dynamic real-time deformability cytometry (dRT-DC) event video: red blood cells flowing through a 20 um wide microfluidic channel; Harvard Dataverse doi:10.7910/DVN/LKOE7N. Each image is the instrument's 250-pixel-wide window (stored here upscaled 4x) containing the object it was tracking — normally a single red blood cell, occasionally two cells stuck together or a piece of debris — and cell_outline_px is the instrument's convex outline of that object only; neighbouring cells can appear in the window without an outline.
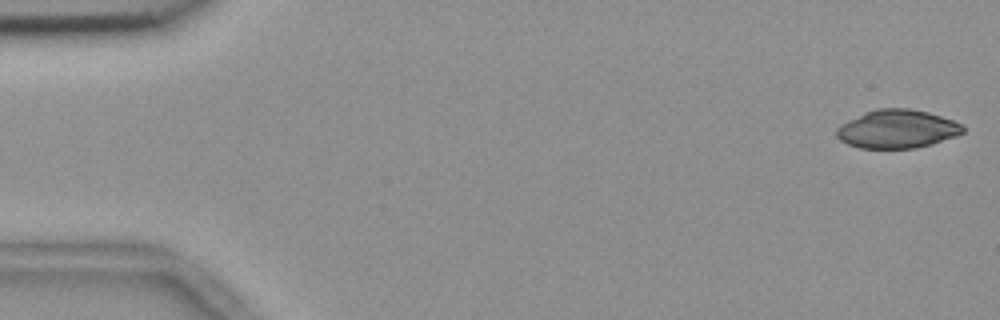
{"species": "common noctule bat (a hibernating species)", "species_latin": "Nyctalus noctula", "temperature_condition": "room temperature", "stored_images_in_passage": 54, "camera_frame_rate_fps": 3000, "um_per_image_px": 0.085, "animal": {"sex": "female", "body_mass_g": 18.4}, "frame": {"image": 1, "passage_image": 1, "time_ms": 0.0, "image_size_px": [1000, 320], "cell_outline_px": [[964, 132], [956, 136], [932, 144], [916, 148], [860, 148], [848, 144], [840, 140], [836, 136], [836, 128], [840, 124], [864, 112], [876, 108], [908, 108], [928, 112], [964, 124]], "centroid_in_image_um": [76.25, 10.96], "position_along_channel_um": 8.7, "area_um2": 28.44}}
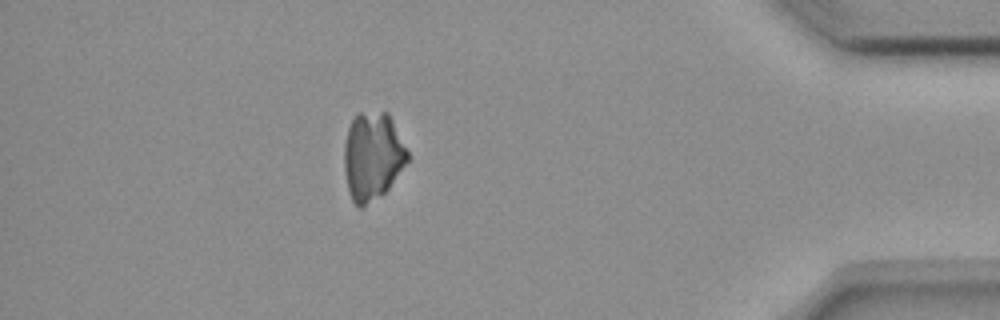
{"frame": {"image": 2, "passage_image": 48, "time_ms": 15.667, "image_size_px": [1000, 320], "cell_outline_px": [[408, 160], [388, 188], [384, 192], [360, 208], [356, 208], [352, 200], [348, 188], [344, 168], [344, 144], [348, 128], [356, 112], [388, 112], [408, 152]], "centroid_in_image_um": [31.64, 13.25], "position_along_channel_um": 403.6, "area_um2": 32.14}}